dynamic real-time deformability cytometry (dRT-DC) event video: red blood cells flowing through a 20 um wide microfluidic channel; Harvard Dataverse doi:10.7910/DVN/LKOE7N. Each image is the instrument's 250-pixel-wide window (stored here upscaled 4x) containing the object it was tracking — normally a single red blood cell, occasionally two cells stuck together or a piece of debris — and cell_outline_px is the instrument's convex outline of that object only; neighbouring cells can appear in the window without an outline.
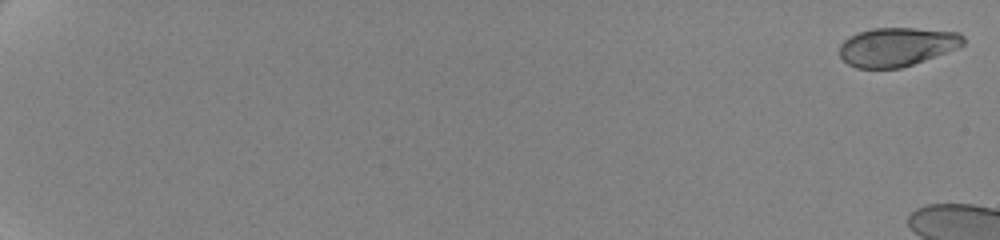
{"species": "human", "species_latin": "Homo sapiens", "temperature_condition": "cold", "stored_images_in_passage": 7, "camera_frame_rate_fps": 3000, "um_per_image_px": 0.085, "donor": {"sex": "female"}, "frame": {"image": 1, "passage_image": 1, "time_ms": 0.0, "image_size_px": [1000, 240], "cell_outline_px": [[964, 44], [960, 48], [900, 68], [856, 68], [848, 64], [840, 56], [840, 44], [844, 40], [860, 32], [872, 28], [916, 28], [960, 32], [964, 36]], "centroid_in_image_um": [76.28, 3.97], "position_along_channel_um": 8.7, "area_um2": 27.98}}